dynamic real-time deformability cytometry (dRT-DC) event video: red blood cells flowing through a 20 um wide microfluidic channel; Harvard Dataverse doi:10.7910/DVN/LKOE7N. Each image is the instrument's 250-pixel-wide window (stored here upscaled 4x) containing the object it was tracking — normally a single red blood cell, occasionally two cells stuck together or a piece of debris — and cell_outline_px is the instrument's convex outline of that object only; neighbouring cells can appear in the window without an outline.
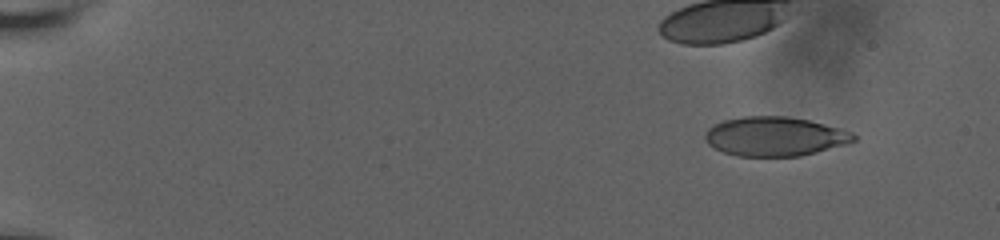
{"species": "human", "species_latin": "Homo sapiens", "temperature_condition": "room temperature", "stored_images_in_passage": 23, "camera_frame_rate_fps": 3000, "um_per_image_px": 0.085, "donor": {"sex": "male"}, "frame": {"image": 1, "passage_image": 7, "time_ms": 2.0, "image_size_px": [1000, 240], "cell_outline_px": [[856, 140], [848, 144], [800, 156], [736, 156], [724, 152], [708, 144], [704, 136], [708, 128], [724, 120], [744, 116], [784, 116], [808, 120], [840, 128], [852, 132], [856, 136]], "centroid_in_image_um": [65.88, 11.6], "position_along_channel_um": 19.1, "area_um2": 33.87}}